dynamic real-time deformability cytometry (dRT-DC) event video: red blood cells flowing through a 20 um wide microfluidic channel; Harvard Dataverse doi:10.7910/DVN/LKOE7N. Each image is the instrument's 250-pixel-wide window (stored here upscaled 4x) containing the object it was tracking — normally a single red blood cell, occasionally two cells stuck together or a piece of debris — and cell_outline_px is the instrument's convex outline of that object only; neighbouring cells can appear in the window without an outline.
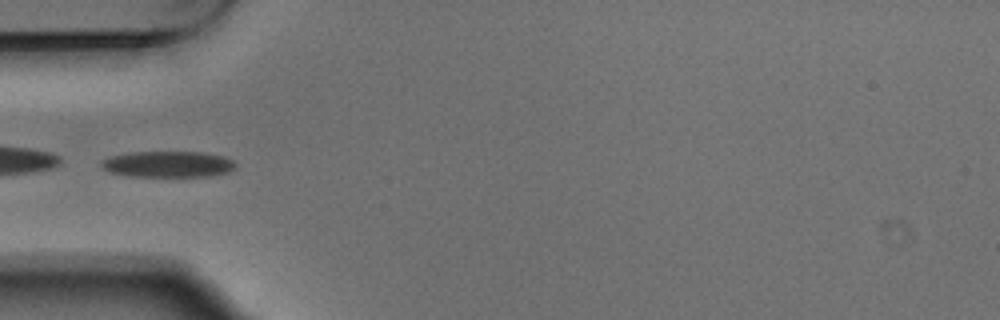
{"species": "Egyptian fruit bat (a non-hibernating species)", "species_latin": "Rousettus aegyptiacus", "temperature_condition": "warm", "stored_images_in_passage": 4, "camera_frame_rate_fps": 3000, "um_per_image_px": 0.085, "animal": {"sex": "male"}, "frame": {"image": 1, "passage_image": 4, "time_ms": 1.0, "image_size_px": [1000, 320], "cell_outline_px": [[236, 164], [228, 172], [208, 176], [124, 176], [108, 172], [100, 168], [100, 160], [112, 156], [128, 152], [204, 152], [224, 156], [232, 160]], "centroid_in_image_um": [14.2, 13.95], "position_along_channel_um": 70.8, "area_um2": 20.58}}